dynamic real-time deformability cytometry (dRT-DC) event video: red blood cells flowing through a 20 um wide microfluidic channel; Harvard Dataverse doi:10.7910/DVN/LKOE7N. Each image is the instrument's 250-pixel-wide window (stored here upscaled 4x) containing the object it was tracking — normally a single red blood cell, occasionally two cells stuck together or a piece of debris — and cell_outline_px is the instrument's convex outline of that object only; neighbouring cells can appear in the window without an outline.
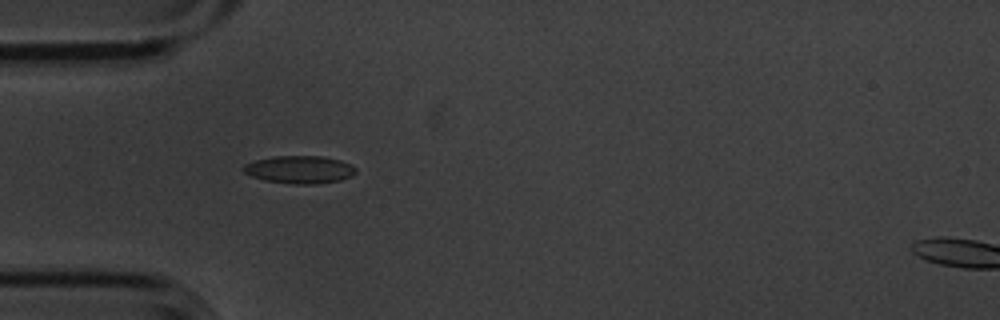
{"species": "common noctule bat (a hibernating species)", "species_latin": "Nyctalus noctula", "temperature_condition": "cold", "stored_images_in_passage": 2, "segment_of_instrument_passage": [1, 2], "camera_frame_rate_fps": 3000, "um_per_image_px": 0.085, "animal": {"sex": "male", "body_mass_g": 20.1, "forearm_length_mm": 53.5}, "frame": {"image": 1, "passage_image": 1, "time_ms": 0.0, "image_size_px": [1000, 320], "cell_outline_px": [[356, 172], [352, 176], [340, 180], [316, 184], [296, 184], [264, 180], [252, 176], [244, 172], [244, 164], [256, 160], [276, 156], [324, 156], [340, 160], [352, 164], [356, 168]], "centroid_in_image_um": [25.51, 14.41], "position_along_channel_um": 59.5, "area_um2": 18.09}}